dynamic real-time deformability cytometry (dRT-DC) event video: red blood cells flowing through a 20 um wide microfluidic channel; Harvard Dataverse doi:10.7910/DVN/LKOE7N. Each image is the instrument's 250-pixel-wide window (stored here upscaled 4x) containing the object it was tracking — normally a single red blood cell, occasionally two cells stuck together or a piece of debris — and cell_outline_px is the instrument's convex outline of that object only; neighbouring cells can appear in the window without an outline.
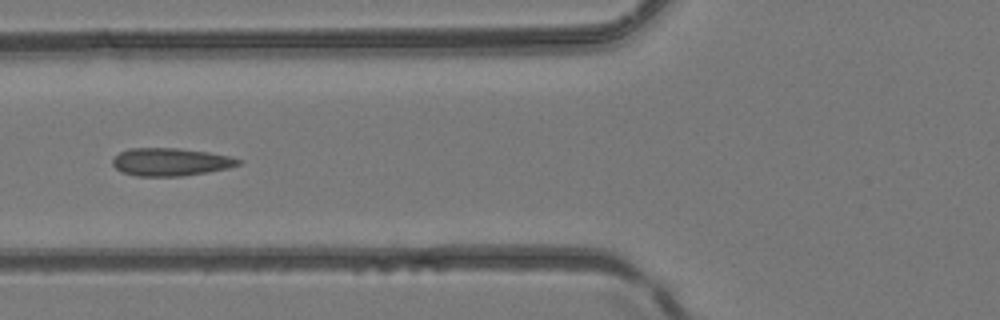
{"species": "common noctule bat (a hibernating species)", "species_latin": "Nyctalus noctula", "temperature_condition": "room temperature", "stored_images_in_passage": 6, "camera_frame_rate_fps": 3000, "um_per_image_px": 0.085, "animal": {"sex": "female", "body_mass_g": 24.6, "forearm_length_mm": 56.2}, "frame": {"image": 1, "passage_image": 5, "time_ms": 1.333, "image_size_px": [1000, 320], "cell_outline_px": [[244, 160], [240, 164], [228, 168], [180, 176], [136, 176], [120, 172], [112, 164], [112, 160], [120, 152], [128, 148], [180, 148], [208, 152], [232, 156]], "centroid_in_image_um": [14.5, 13.76], "position_along_channel_um": 111.3, "area_um2": 20.46}}
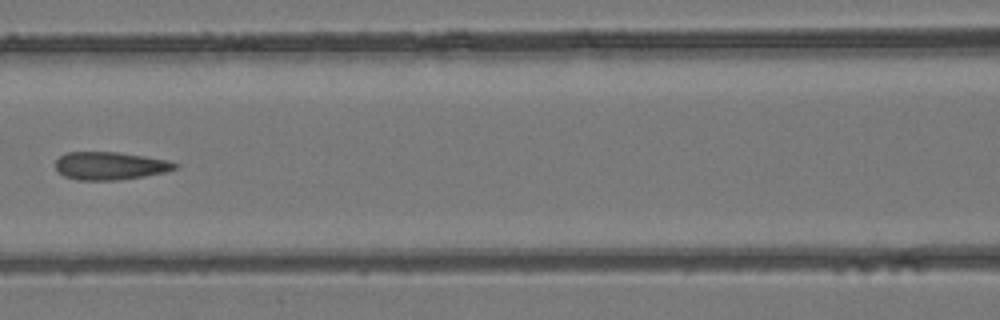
{"frame": {"image": 2, "passage_image": 6, "time_ms": 1.667, "image_size_px": [1000, 320], "cell_outline_px": [[180, 168], [164, 172], [144, 176], [116, 180], [76, 180], [64, 176], [56, 168], [56, 160], [60, 156], [68, 152], [116, 152], [144, 156], [168, 160], [180, 164]], "centroid_in_image_um": [9.39, 14.09], "position_along_channel_um": 157.2, "area_um2": 19.42}}